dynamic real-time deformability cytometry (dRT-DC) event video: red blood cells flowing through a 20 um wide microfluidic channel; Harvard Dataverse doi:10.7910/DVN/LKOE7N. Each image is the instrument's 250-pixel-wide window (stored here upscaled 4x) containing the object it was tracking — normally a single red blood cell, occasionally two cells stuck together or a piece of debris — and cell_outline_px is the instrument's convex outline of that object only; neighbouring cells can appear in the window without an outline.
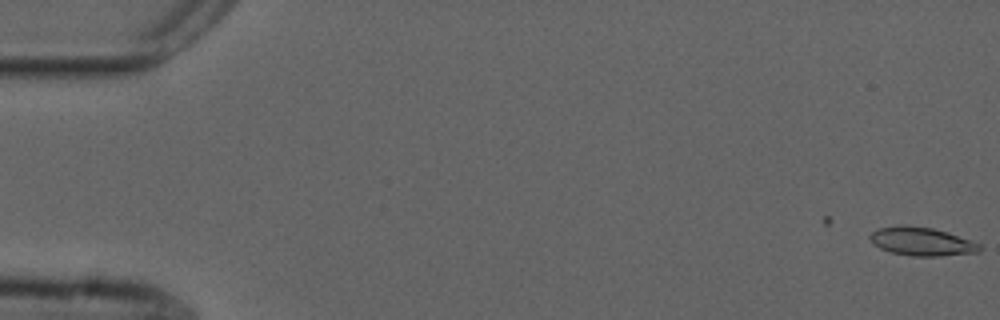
{"species": "common noctule bat (a hibernating species)", "species_latin": "Nyctalus noctula", "temperature_condition": "cold", "stored_images_in_passage": 5, "camera_frame_rate_fps": 3000, "um_per_image_px": 0.085, "animal": {"sex": "male", "forearm_length_mm": 52.5}, "frame": {"image": 1, "passage_image": 5, "time_ms": 1.333, "image_size_px": [1000, 320], "cell_outline_px": [[980, 248], [976, 252], [940, 256], [912, 256], [892, 252], [880, 248], [872, 244], [868, 236], [872, 232], [880, 228], [900, 224], [904, 224], [932, 228], [948, 232], [980, 244]], "centroid_in_image_um": [78.28, 20.51], "position_along_channel_um": 6.7, "area_um2": 18.09}}